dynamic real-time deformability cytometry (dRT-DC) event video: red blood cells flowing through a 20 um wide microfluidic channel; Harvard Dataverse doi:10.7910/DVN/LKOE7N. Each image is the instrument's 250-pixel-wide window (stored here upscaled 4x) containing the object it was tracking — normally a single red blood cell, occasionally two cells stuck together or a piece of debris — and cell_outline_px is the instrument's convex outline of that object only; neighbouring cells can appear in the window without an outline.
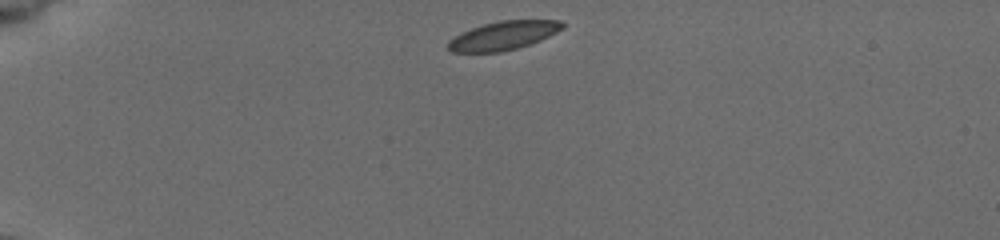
{"species": "common noctule bat (a hibernating species)", "species_latin": "Nyctalus noctula", "temperature_condition": "cold", "stored_images_in_passage": 6, "camera_frame_rate_fps": 3000, "um_per_image_px": 0.085, "animal": {"sex": "female", "body_mass_g": 19.5, "forearm_length_mm": 54.1}, "frame": {"image": 1, "passage_image": 1, "time_ms": 0.0, "image_size_px": [1000, 240], "cell_outline_px": [[564, 28], [540, 40], [516, 48], [500, 52], [452, 52], [448, 48], [448, 40], [472, 28], [484, 24], [500, 20], [560, 20], [564, 24]], "centroid_in_image_um": [42.8, 3.02], "position_along_channel_um": 42.2, "area_um2": 18.79}}
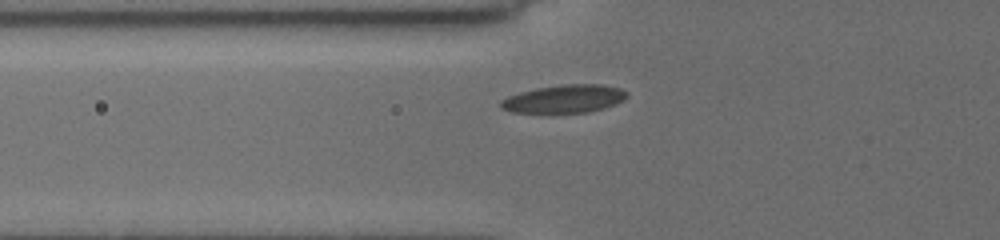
{"frame": {"image": 2, "passage_image": 5, "time_ms": 1.333, "image_size_px": [1000, 240], "cell_outline_px": [[628, 96], [624, 100], [616, 104], [604, 108], [588, 112], [512, 112], [500, 108], [500, 100], [508, 96], [520, 92], [536, 88], [564, 84], [604, 84], [620, 88], [628, 92]], "centroid_in_image_um": [47.99, 8.39], "position_along_channel_um": 77.8, "area_um2": 20.63}}